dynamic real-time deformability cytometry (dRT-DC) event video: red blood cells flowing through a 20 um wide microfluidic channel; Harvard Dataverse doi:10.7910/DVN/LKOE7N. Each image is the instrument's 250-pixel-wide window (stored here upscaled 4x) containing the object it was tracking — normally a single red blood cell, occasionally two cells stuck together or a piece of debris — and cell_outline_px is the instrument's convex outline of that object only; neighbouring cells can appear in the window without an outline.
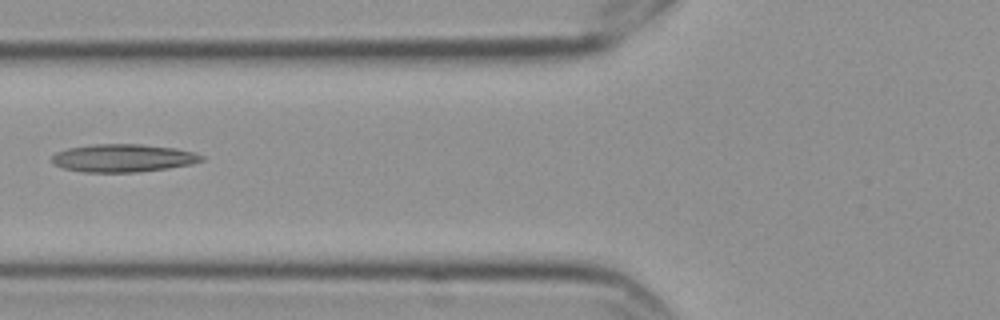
{"species": "Egyptian fruit bat (a non-hibernating species)", "species_latin": "Rousettus aegyptiacus", "temperature_condition": "cold", "stored_images_in_passage": 7, "camera_frame_rate_fps": 3000, "um_per_image_px": 0.085, "frame": {"image": 1, "passage_image": 5, "time_ms": 1.333, "image_size_px": [1000, 320], "cell_outline_px": [[204, 160], [192, 164], [168, 168], [136, 172], [84, 172], [64, 168], [56, 164], [52, 160], [52, 156], [56, 152], [68, 148], [96, 144], [140, 144], [176, 148], [192, 152], [204, 156]], "centroid_in_image_um": [10.49, 13.43], "position_along_channel_um": 115.3, "area_um2": 24.16}}
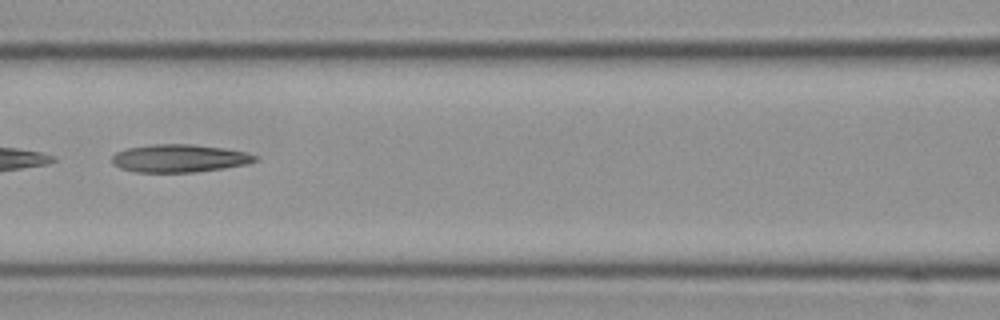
{"frame": {"image": 2, "passage_image": 6, "time_ms": 1.667, "image_size_px": [1000, 320], "cell_outline_px": [[260, 160], [248, 164], [224, 168], [192, 172], [136, 172], [120, 168], [112, 164], [112, 156], [116, 152], [128, 148], [152, 144], [192, 144], [224, 148], [248, 152], [260, 156]], "centroid_in_image_um": [15.3, 13.45], "position_along_channel_um": 151.3, "area_um2": 23.47}}
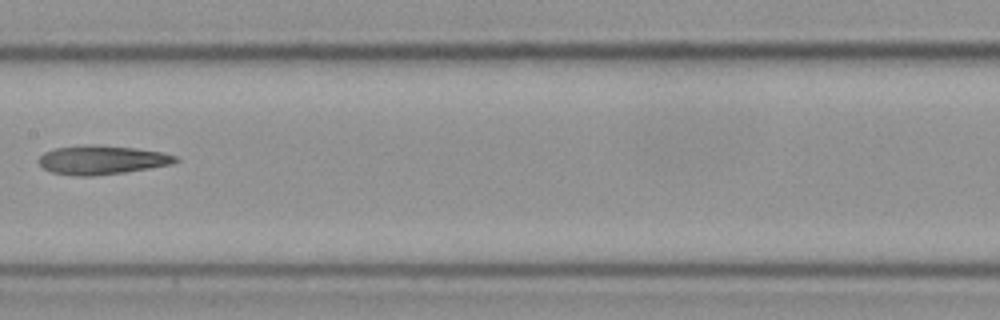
{"frame": {"image": 3, "passage_image": 7, "time_ms": 2.0, "image_size_px": [1000, 320], "cell_outline_px": [[180, 160], [172, 164], [124, 172], [92, 176], [76, 176], [52, 172], [44, 168], [36, 160], [44, 152], [56, 148], [84, 144], [96, 144], [136, 148], [164, 152], [180, 156]], "centroid_in_image_um": [8.69, 13.58], "position_along_channel_um": 198.7, "area_um2": 23.29}}